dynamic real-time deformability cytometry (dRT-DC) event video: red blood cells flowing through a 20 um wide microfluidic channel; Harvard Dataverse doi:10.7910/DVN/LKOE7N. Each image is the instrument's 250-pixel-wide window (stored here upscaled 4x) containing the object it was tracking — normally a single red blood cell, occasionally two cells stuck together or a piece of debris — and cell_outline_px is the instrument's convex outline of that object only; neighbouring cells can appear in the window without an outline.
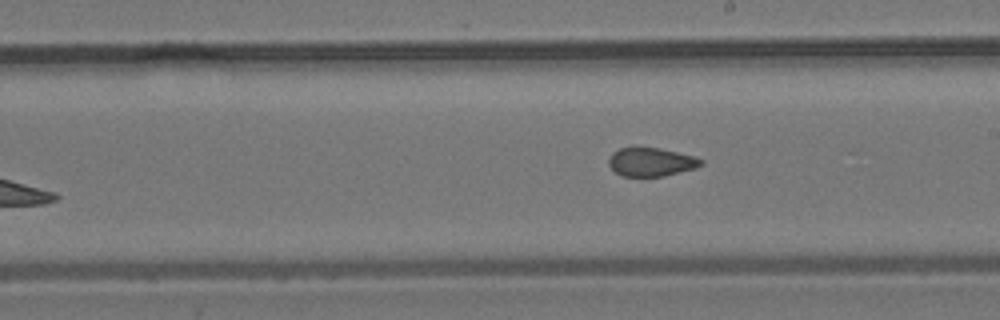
{"species": "common noctule bat (a hibernating species)", "species_latin": "Nyctalus noctula", "temperature_condition": "room temperature", "stored_images_in_passage": 8, "camera_frame_rate_fps": 3000, "um_per_image_px": 0.085, "animal": {"sex": "male", "body_mass_g": 19.2, "forearm_length_mm": 51.8}, "frame": {"image": 1, "passage_image": 8, "time_ms": 8.0, "image_size_px": [1000, 320], "cell_outline_px": [[704, 164], [696, 168], [664, 176], [624, 176], [616, 172], [608, 164], [608, 160], [612, 152], [620, 148], [636, 144], [660, 148], [696, 156], [704, 160]], "centroid_in_image_um": [55.35, 13.72], "position_along_channel_um": 233.7, "area_um2": 15.95}}